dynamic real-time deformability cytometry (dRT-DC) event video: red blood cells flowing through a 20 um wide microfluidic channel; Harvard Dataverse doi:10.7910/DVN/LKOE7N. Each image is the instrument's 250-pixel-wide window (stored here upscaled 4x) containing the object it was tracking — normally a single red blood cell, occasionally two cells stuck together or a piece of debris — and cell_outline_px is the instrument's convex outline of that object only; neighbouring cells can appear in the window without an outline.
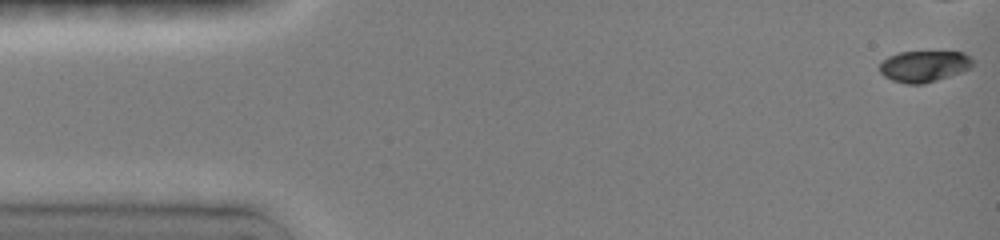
{"species": "common noctule bat (a hibernating species)", "species_latin": "Nyctalus noctula", "temperature_condition": "room temperature", "stored_images_in_passage": 25, "camera_frame_rate_fps": 3000, "um_per_image_px": 0.085, "animal": {"sex": "female", "body_mass_g": 19.0, "forearm_length_mm": 51.5}, "frame": {"image": 1, "passage_image": 1, "time_ms": 0.0, "image_size_px": [1000, 240], "cell_outline_px": [[976, 60], [972, 68], [924, 84], [904, 84], [892, 80], [884, 76], [880, 72], [880, 64], [888, 56], [900, 52], [964, 52]], "centroid_in_image_um": [78.58, 5.63], "position_along_channel_um": 6.4, "area_um2": 17.05}}
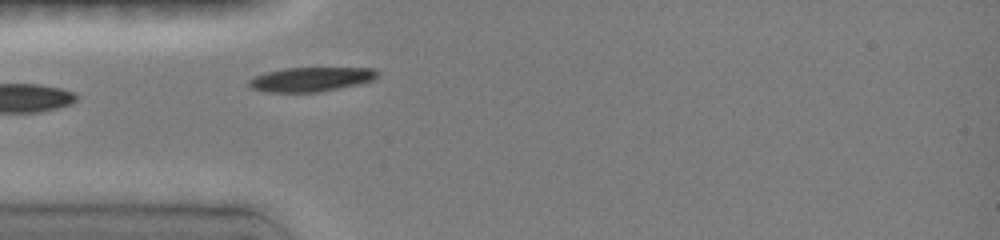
{"frame": {"image": 2, "passage_image": 12, "time_ms": 5.0, "image_size_px": [1000, 240], "cell_outline_px": [[376, 76], [372, 80], [356, 84], [316, 92], [268, 92], [252, 88], [248, 84], [248, 80], [264, 72], [284, 68], [376, 68]], "centroid_in_image_um": [26.36, 6.73], "position_along_channel_um": 58.6, "area_um2": 17.86}}